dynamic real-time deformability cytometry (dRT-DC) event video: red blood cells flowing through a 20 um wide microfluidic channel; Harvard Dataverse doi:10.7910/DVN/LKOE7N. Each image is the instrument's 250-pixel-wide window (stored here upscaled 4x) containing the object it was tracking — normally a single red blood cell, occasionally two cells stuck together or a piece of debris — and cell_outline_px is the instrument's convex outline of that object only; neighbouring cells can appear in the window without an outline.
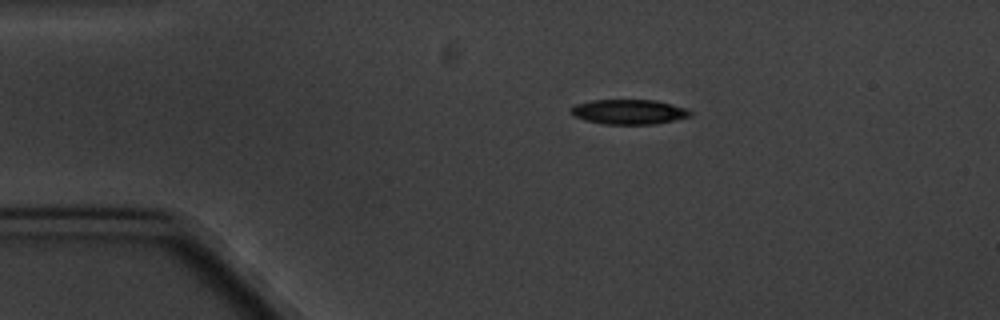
{"species": "common noctule bat (a hibernating species)", "species_latin": "Nyctalus noctula", "temperature_condition": "cold", "stored_images_in_passage": 8, "camera_frame_rate_fps": 3000, "um_per_image_px": 0.085, "animal": {"sex": "male", "body_mass_g": 20.1, "forearm_length_mm": 53.5}, "frame": {"image": 1, "passage_image": 2, "time_ms": 2.0, "image_size_px": [1000, 320], "cell_outline_px": [[692, 116], [656, 124], [604, 124], [584, 120], [572, 116], [568, 112], [576, 104], [592, 100], [656, 100], [688, 108], [692, 112]], "centroid_in_image_um": [53.46, 9.51], "position_along_channel_um": 31.5, "area_um2": 17.46}}
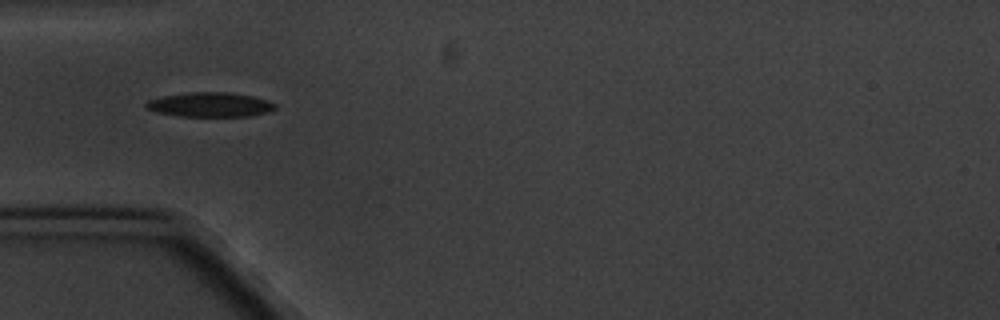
{"frame": {"image": 2, "passage_image": 4, "time_ms": 4.333, "image_size_px": [1000, 320], "cell_outline_px": [[276, 108], [268, 112], [252, 116], [180, 116], [156, 112], [144, 108], [144, 104], [148, 100], [164, 96], [192, 92], [224, 92], [252, 96], [268, 100], [276, 104]], "centroid_in_image_um": [17.85, 8.9], "position_along_channel_um": 67.1, "area_um2": 18.38}}